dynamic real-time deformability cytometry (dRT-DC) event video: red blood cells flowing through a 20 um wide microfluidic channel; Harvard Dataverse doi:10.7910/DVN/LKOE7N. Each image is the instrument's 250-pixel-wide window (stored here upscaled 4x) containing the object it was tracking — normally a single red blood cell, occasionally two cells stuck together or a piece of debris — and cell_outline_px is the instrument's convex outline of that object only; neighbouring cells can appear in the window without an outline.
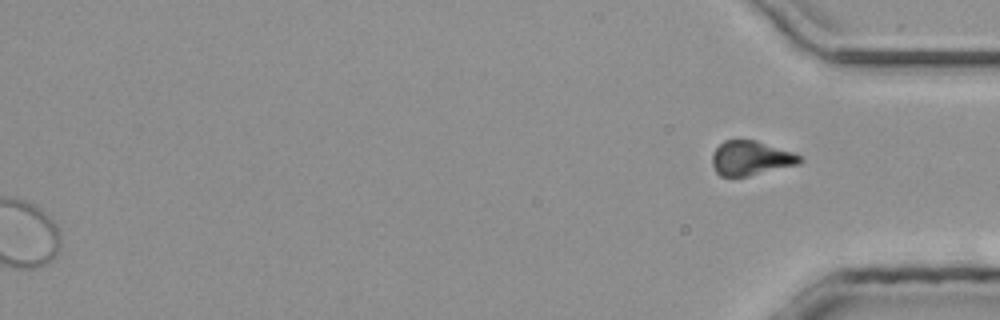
{"species": "common noctule bat (a hibernating species)", "species_latin": "Nyctalus noctula", "temperature_condition": "room temperature", "stored_images_in_passage": 38, "segment_of_instrument_passage": [2, 2], "camera_frame_rate_fps": 3000, "um_per_image_px": 0.085, "animal": {"sex": "male", "body_mass_g": 20.4}, "frame": {"image": 1, "passage_image": 38, "time_ms": 12.333, "image_size_px": [1000, 320], "cell_outline_px": [[804, 160], [800, 164], [748, 176], [720, 176], [716, 172], [712, 164], [712, 156], [716, 148], [724, 140], [756, 140], [792, 152], [800, 156]], "centroid_in_image_um": [63.83, 13.44], "position_along_channel_um": 371.4, "area_um2": 17.51}}